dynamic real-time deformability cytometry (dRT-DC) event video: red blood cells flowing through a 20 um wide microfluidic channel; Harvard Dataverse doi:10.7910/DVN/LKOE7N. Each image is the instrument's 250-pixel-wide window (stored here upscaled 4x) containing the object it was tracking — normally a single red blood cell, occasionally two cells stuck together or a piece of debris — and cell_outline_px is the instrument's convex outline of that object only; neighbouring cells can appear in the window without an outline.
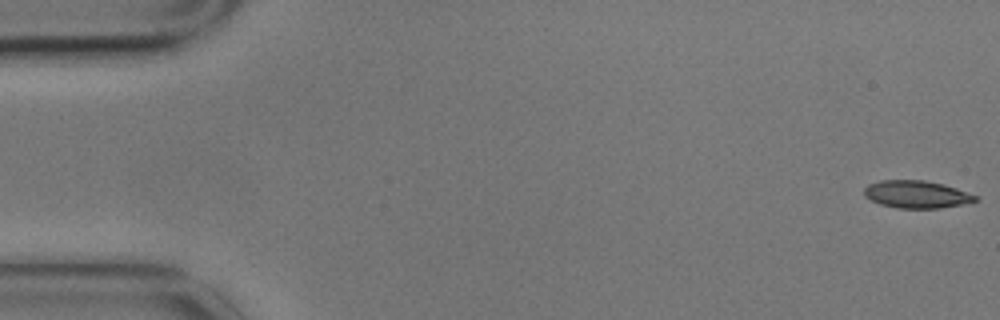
{"species": "common noctule bat (a hibernating species)", "species_latin": "Nyctalus noctula", "temperature_condition": "cold", "stored_images_in_passage": 6, "camera_frame_rate_fps": 3000, "um_per_image_px": 0.085, "animal": {"sex": "male", "body_mass_g": 17.9}, "frame": {"image": 1, "passage_image": 1, "time_ms": 0.0, "image_size_px": [1000, 320], "cell_outline_px": [[980, 200], [940, 208], [896, 208], [880, 204], [864, 196], [864, 188], [868, 184], [880, 180], [924, 180], [944, 184], [956, 188], [976, 196]], "centroid_in_image_um": [77.87, 16.51], "position_along_channel_um": 7.1, "area_um2": 17.74}}
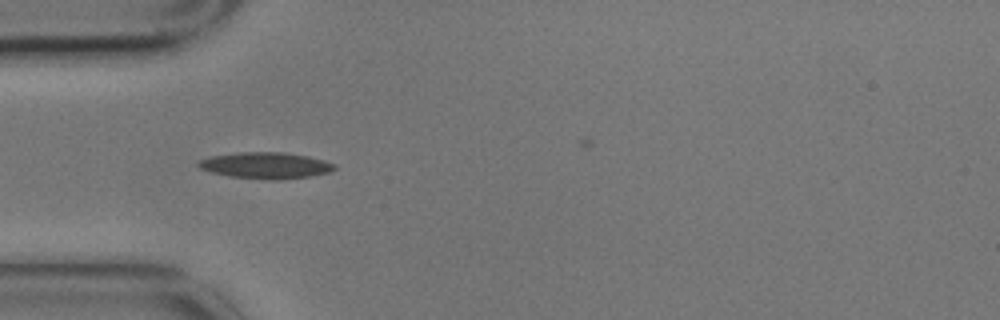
{"frame": {"image": 2, "passage_image": 5, "time_ms": 1.333, "image_size_px": [1000, 320], "cell_outline_px": [[336, 168], [328, 172], [308, 176], [280, 180], [264, 180], [232, 176], [212, 172], [200, 168], [196, 164], [200, 160], [212, 156], [240, 152], [284, 152], [308, 156], [324, 160], [336, 164]], "centroid_in_image_um": [22.6, 14.06], "position_along_channel_um": 62.4, "area_um2": 20.75}}